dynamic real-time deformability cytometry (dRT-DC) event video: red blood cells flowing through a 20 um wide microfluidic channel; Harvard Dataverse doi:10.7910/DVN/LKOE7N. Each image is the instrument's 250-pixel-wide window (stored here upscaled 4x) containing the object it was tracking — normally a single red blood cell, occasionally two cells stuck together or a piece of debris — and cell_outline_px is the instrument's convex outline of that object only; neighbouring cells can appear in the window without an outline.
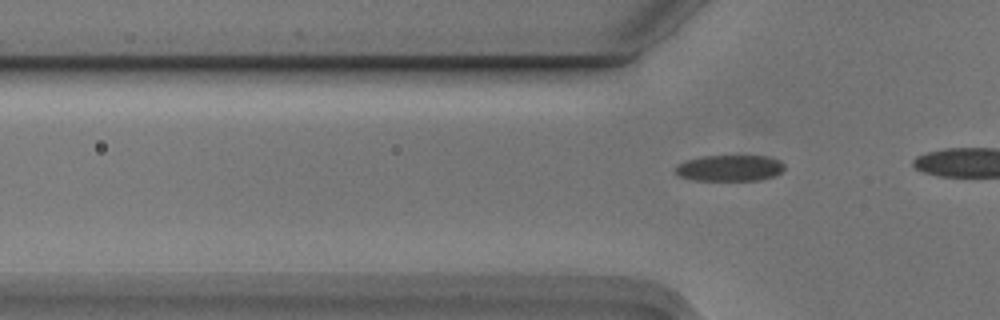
{"species": "Egyptian fruit bat (a non-hibernating species)", "species_latin": "Rousettus aegyptiacus", "temperature_condition": "cold", "stored_images_in_passage": 3, "camera_frame_rate_fps": 3000, "um_per_image_px": 0.085, "animal": {"sex": "male"}, "frame": {"image": 1, "passage_image": 3, "time_ms": 0.667, "image_size_px": [1000, 320], "cell_outline_px": [[784, 168], [776, 176], [760, 180], [692, 180], [680, 176], [676, 172], [676, 164], [688, 160], [704, 156], [768, 156], [780, 160], [784, 164]], "centroid_in_image_um": [62.05, 14.29], "position_along_channel_um": 63.7, "area_um2": 16.59}}